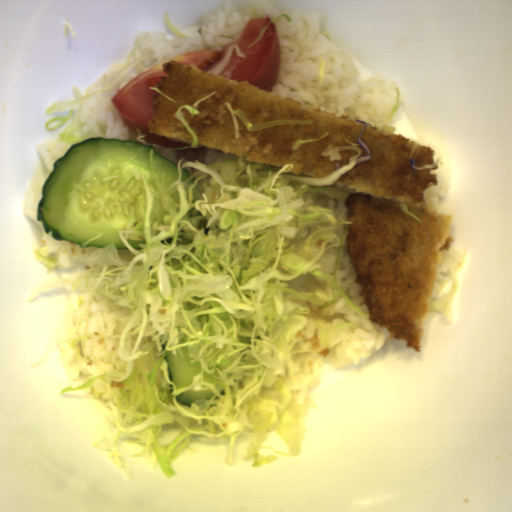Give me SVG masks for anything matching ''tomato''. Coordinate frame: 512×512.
Segmentation results:
<instances>
[{
    "instance_id": "obj_1",
    "label": "tomato",
    "mask_w": 512,
    "mask_h": 512,
    "mask_svg": "<svg viewBox=\"0 0 512 512\" xmlns=\"http://www.w3.org/2000/svg\"><path fill=\"white\" fill-rule=\"evenodd\" d=\"M176 61L197 66L208 74L244 81L259 89L272 91L280 73V40L273 18L269 14L247 22L238 39L220 51L200 49L174 56L160 64L145 68L111 97L119 118L145 141L166 147L183 148L189 142L149 133L147 126L154 115L153 96L162 78L167 77L165 63Z\"/></svg>"
}]
</instances>
